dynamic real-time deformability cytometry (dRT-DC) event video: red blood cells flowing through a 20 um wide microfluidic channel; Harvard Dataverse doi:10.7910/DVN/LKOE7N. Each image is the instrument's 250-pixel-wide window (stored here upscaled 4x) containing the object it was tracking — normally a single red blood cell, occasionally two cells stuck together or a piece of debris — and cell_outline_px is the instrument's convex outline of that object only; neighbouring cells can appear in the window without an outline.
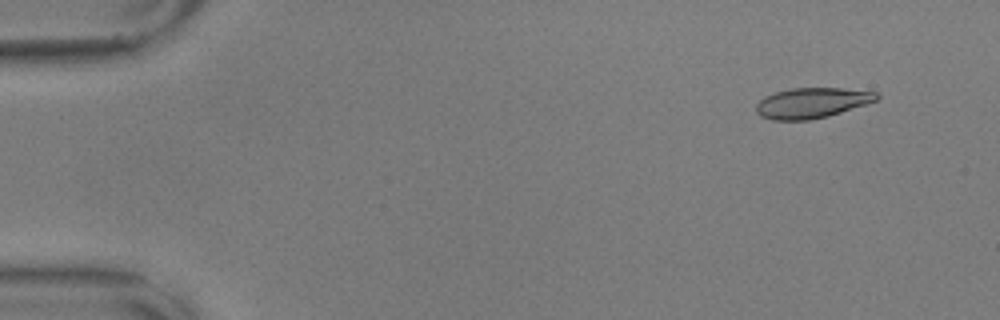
{"species": "common noctule bat (a hibernating species)", "species_latin": "Nyctalus noctula", "temperature_condition": "warm", "stored_images_in_passage": 12, "camera_frame_rate_fps": 3000, "um_per_image_px": 0.085, "animal": {"sex": "male", "body_mass_g": 17.9, "forearm_length_mm": 54.2}, "frame": {"image": 1, "passage_image": 1, "time_ms": 0.0, "image_size_px": [1000, 320], "cell_outline_px": [[880, 96], [876, 100], [828, 116], [808, 120], [772, 120], [760, 116], [756, 112], [756, 104], [764, 96], [776, 92], [792, 88], [840, 88], [876, 92]], "centroid_in_image_um": [68.95, 8.75], "position_along_channel_um": 16.0, "area_um2": 21.1}}